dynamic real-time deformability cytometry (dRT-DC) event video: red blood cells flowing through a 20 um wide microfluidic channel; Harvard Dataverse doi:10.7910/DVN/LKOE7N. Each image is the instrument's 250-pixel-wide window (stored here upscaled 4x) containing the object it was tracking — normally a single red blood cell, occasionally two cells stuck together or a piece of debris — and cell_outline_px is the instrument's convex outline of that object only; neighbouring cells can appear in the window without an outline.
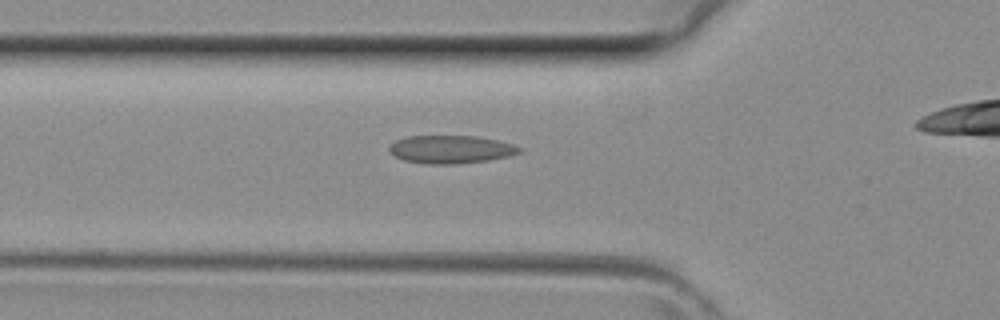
{"species": "common noctule bat (a hibernating species)", "species_latin": "Nyctalus noctula", "temperature_condition": "room temperature", "stored_images_in_passage": 23, "camera_frame_rate_fps": 3000, "um_per_image_px": 0.085, "animal": {"sex": "female", "body_mass_g": 29.2, "forearm_length_mm": 56.3}, "frame": {"image": 1, "passage_image": 3, "time_ms": 0.667, "image_size_px": [1000, 320], "cell_outline_px": [[520, 152], [508, 156], [488, 160], [456, 164], [428, 164], [404, 160], [388, 152], [388, 144], [404, 136], [476, 136], [496, 140], [512, 144], [520, 148]], "centroid_in_image_um": [38.24, 12.69], "position_along_channel_um": 87.6, "area_um2": 21.21}}
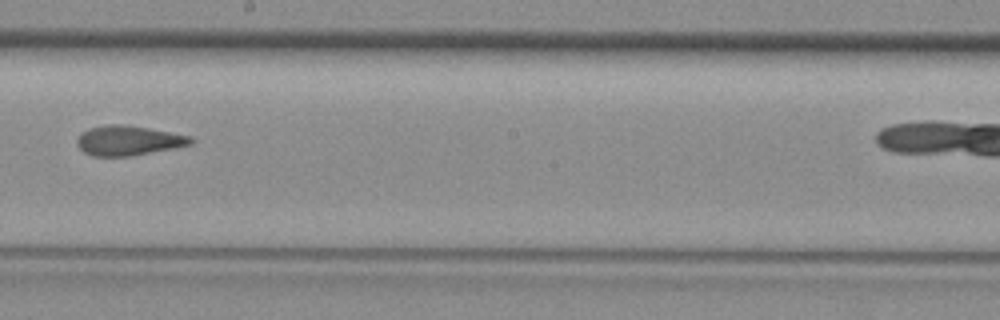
{"frame": {"image": 2, "passage_image": 12, "time_ms": 3.667, "image_size_px": [1000, 320], "cell_outline_px": [[196, 140], [192, 144], [176, 148], [132, 156], [92, 156], [84, 152], [76, 144], [76, 140], [84, 132], [92, 128], [112, 124], [124, 124], [148, 128], [192, 136]], "centroid_in_image_um": [10.98, 11.96], "position_along_channel_um": 237.2, "area_um2": 19.71}}
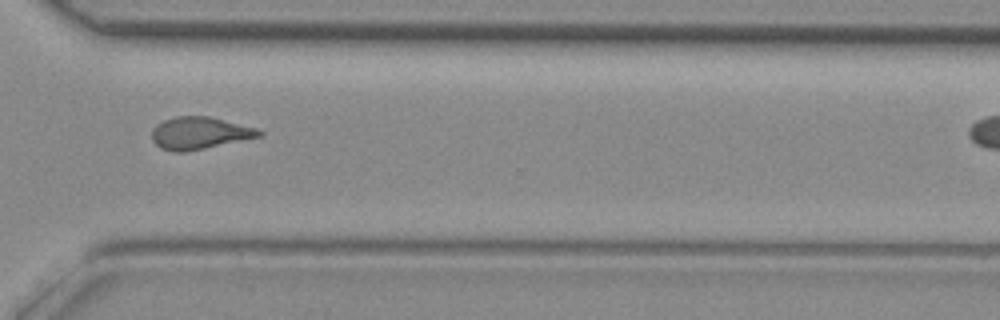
{"frame": {"image": 3, "passage_image": 19, "time_ms": 6.0, "image_size_px": [1000, 320], "cell_outline_px": [[264, 132], [260, 136], [204, 148], [184, 152], [176, 152], [160, 148], [152, 140], [152, 128], [156, 124], [164, 120], [176, 116], [208, 116], [256, 128]], "centroid_in_image_um": [16.91, 11.3], "position_along_channel_um": 353.7, "area_um2": 19.88}}